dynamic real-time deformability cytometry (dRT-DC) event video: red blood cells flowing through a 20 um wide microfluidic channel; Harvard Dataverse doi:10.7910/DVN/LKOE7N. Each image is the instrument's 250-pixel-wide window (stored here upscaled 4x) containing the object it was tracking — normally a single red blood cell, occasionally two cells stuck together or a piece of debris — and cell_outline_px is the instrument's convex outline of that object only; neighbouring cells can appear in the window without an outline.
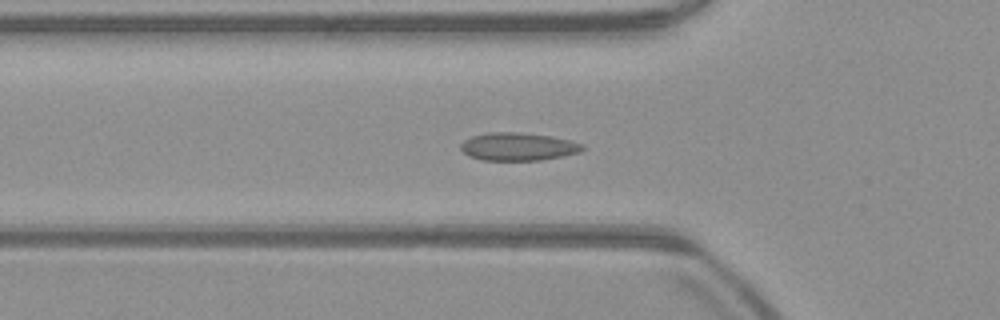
{"species": "common noctule bat (a hibernating species)", "species_latin": "Nyctalus noctula", "temperature_condition": "warm", "stored_images_in_passage": 52, "camera_frame_rate_fps": 3000, "um_per_image_px": 0.085, "animal": {"sex": "male", "body_mass_g": 23.1, "forearm_length_mm": 52.7}, "frame": {"image": 1, "passage_image": 17, "time_ms": 5.333, "image_size_px": [1000, 320], "cell_outline_px": [[584, 148], [580, 152], [540, 160], [484, 160], [472, 156], [464, 152], [460, 148], [460, 144], [464, 140], [472, 136], [488, 132], [520, 132], [548, 136], [568, 140], [584, 144]], "centroid_in_image_um": [44.02, 12.45], "position_along_channel_um": 81.8, "area_um2": 19.54}}
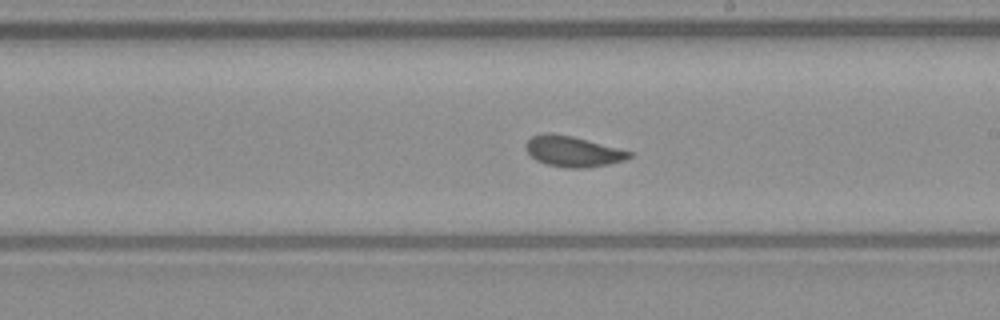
{"frame": {"image": 2, "passage_image": 29, "time_ms": 9.333, "image_size_px": [1000, 320], "cell_outline_px": [[632, 156], [624, 160], [608, 164], [588, 168], [568, 168], [548, 164], [536, 160], [524, 148], [524, 144], [532, 136], [544, 132], [552, 132], [572, 136], [632, 152]], "centroid_in_image_um": [48.65, 12.86], "position_along_channel_um": 240.3, "area_um2": 18.38}}
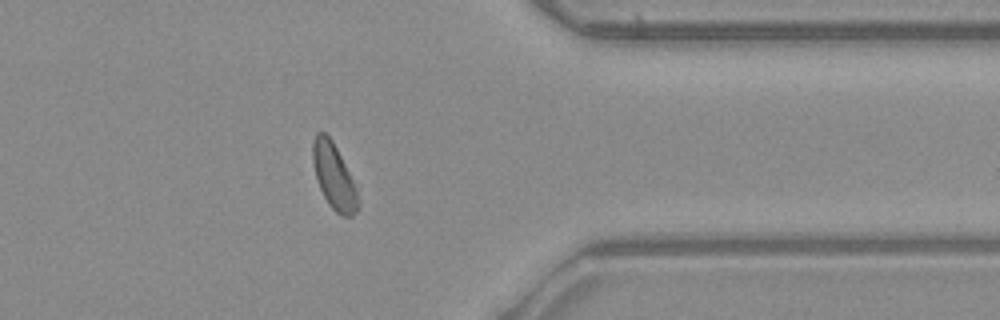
{"frame": {"image": 3, "passage_image": 41, "time_ms": 13.333, "image_size_px": [1000, 320], "cell_outline_px": [[360, 204], [356, 212], [352, 216], [340, 216], [328, 204], [316, 180], [312, 160], [312, 140], [316, 132], [324, 132], [332, 140], [356, 188]], "centroid_in_image_um": [28.36, 15.01], "position_along_channel_um": 383.0, "area_um2": 17.17}, "authors_computed_cell_mechanics": {"area_um2": 18.8717, "velocity_mm_per_s": 3.9428, "shape_relaxation_time_tau1_ms": 3.771, "shape_relaxation_time_tau2_ms": null, "deformation_change_tau1": 0.0901, "deformation_change_tau2": null}}